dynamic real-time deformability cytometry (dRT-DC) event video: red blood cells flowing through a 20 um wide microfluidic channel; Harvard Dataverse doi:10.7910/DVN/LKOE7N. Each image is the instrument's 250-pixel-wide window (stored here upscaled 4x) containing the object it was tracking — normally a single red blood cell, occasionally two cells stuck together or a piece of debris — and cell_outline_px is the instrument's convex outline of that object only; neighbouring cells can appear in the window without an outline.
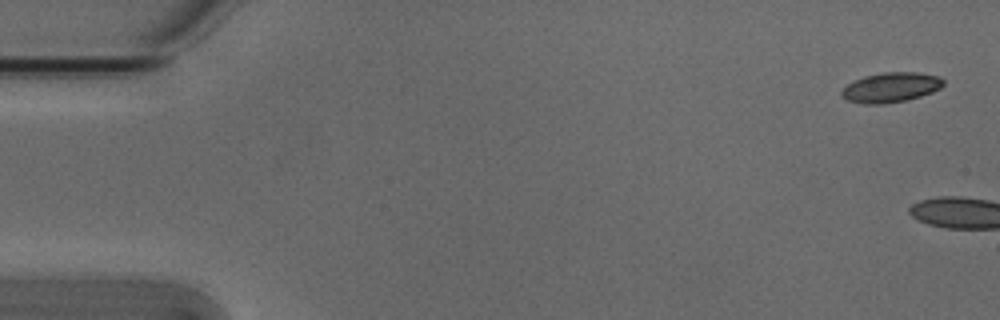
{"species": "Egyptian fruit bat (a non-hibernating species)", "species_latin": "Rousettus aegyptiacus", "temperature_condition": "cold", "stored_images_in_passage": 5, "camera_frame_rate_fps": 3000, "um_per_image_px": 0.085, "animal": {"sex": "male"}, "frame": {"image": 1, "passage_image": 1, "time_ms": 0.0, "image_size_px": [1000, 320], "cell_outline_px": [[944, 84], [940, 88], [932, 92], [908, 100], [884, 104], [864, 104], [848, 100], [840, 96], [840, 92], [848, 84], [864, 76], [884, 72], [916, 72], [940, 76], [944, 80]], "centroid_in_image_um": [75.74, 7.43], "position_along_channel_um": 9.3, "area_um2": 17.74}}